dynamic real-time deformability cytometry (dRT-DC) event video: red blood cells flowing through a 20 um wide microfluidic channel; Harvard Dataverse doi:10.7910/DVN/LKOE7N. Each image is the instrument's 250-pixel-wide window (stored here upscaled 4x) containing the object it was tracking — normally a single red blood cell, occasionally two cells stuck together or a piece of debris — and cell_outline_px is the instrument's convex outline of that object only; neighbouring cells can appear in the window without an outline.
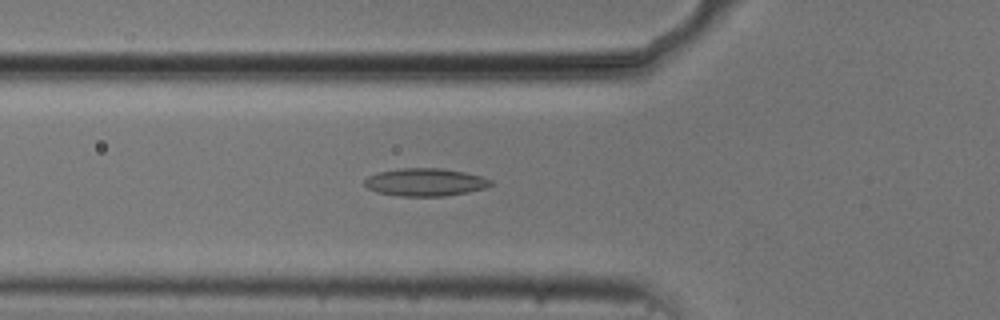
{"species": "common noctule bat (a hibernating species)", "species_latin": "Nyctalus noctula", "temperature_condition": "cold", "stored_images_in_passage": 52, "camera_frame_rate_fps": 3000, "um_per_image_px": 0.085, "animal": {"sex": "male", "body_mass_g": 20.5, "forearm_length_mm": 52.5}, "frame": {"image": 1, "passage_image": 17, "time_ms": 5.333, "image_size_px": [1000, 320], "cell_outline_px": [[492, 184], [488, 188], [468, 192], [444, 196], [400, 196], [376, 192], [368, 188], [364, 184], [364, 180], [368, 176], [380, 172], [400, 168], [444, 168], [464, 172], [480, 176], [492, 180]], "centroid_in_image_um": [36.16, 15.49], "position_along_channel_um": 89.6, "area_um2": 20.46}}
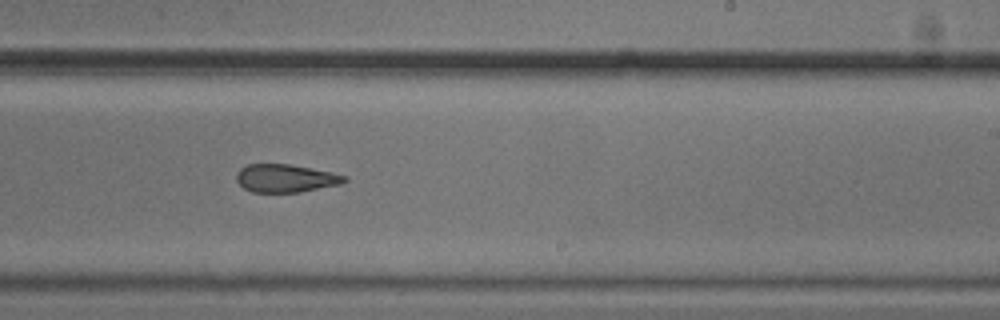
{"frame": {"image": 2, "passage_image": 31, "time_ms": 10.0, "image_size_px": [1000, 320], "cell_outline_px": [[348, 180], [340, 184], [300, 192], [252, 192], [244, 188], [236, 180], [236, 172], [240, 168], [248, 164], [288, 164], [312, 168], [348, 176]], "centroid_in_image_um": [24.27, 15.15], "position_along_channel_um": 264.7, "area_um2": 17.63}}
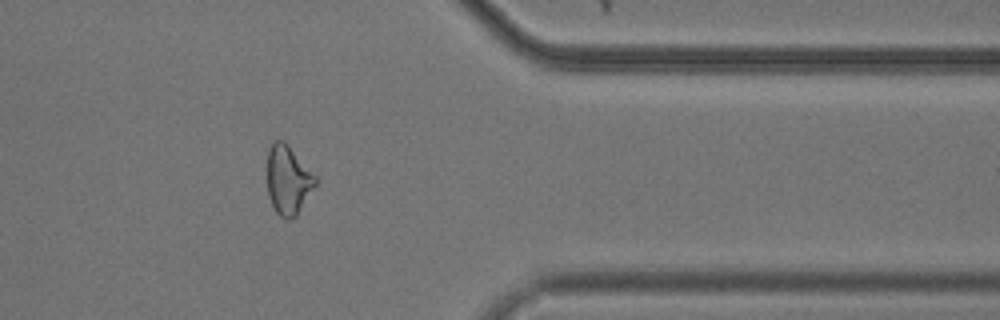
{"frame": {"image": 3, "passage_image": 42, "time_ms": 13.667, "image_size_px": [1000, 320], "cell_outline_px": [[316, 184], [296, 216], [288, 220], [280, 216], [276, 212], [268, 196], [268, 148], [276, 140], [284, 140], [288, 144], [316, 176]], "centroid_in_image_um": [24.48, 15.29], "position_along_channel_um": 386.9, "area_um2": 19.19}, "authors_computed_cell_mechanics": {"area_um2": 20.4612, "velocity_mm_per_s": 3.7343, "shape_relaxation_time_tau1_ms": null, "shape_relaxation_time_tau2_ms": 3.6974, "deformation_change_tau1": null, "deformation_change_tau2": 0.1178}}